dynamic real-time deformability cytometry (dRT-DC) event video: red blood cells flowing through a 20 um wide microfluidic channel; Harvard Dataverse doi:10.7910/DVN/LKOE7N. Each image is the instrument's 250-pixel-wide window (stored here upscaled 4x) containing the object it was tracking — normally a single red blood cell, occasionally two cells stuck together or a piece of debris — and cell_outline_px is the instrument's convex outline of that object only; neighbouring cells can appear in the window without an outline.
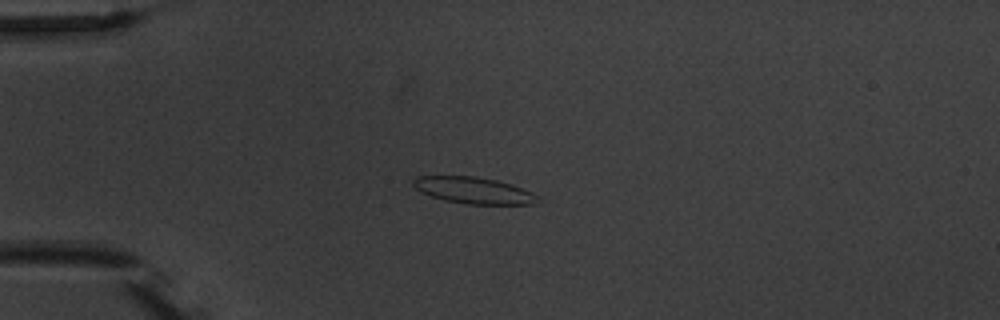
{"species": "common noctule bat (a hibernating species)", "species_latin": "Nyctalus noctula", "temperature_condition": "warm", "stored_images_in_passage": 4, "camera_frame_rate_fps": 3000, "um_per_image_px": 0.085, "animal": {"sex": "male", "body_mass_g": 20.1, "forearm_length_mm": 53.5}, "frame": {"image": 1, "passage_image": 3, "time_ms": 2.667, "image_size_px": [1000, 320], "cell_outline_px": [[540, 196], [536, 204], [468, 204], [444, 200], [420, 192], [412, 184], [412, 180], [416, 176], [476, 176], [496, 180], [512, 184], [532, 192]], "centroid_in_image_um": [40.27, 16.18], "position_along_channel_um": 44.7, "area_um2": 19.31}}